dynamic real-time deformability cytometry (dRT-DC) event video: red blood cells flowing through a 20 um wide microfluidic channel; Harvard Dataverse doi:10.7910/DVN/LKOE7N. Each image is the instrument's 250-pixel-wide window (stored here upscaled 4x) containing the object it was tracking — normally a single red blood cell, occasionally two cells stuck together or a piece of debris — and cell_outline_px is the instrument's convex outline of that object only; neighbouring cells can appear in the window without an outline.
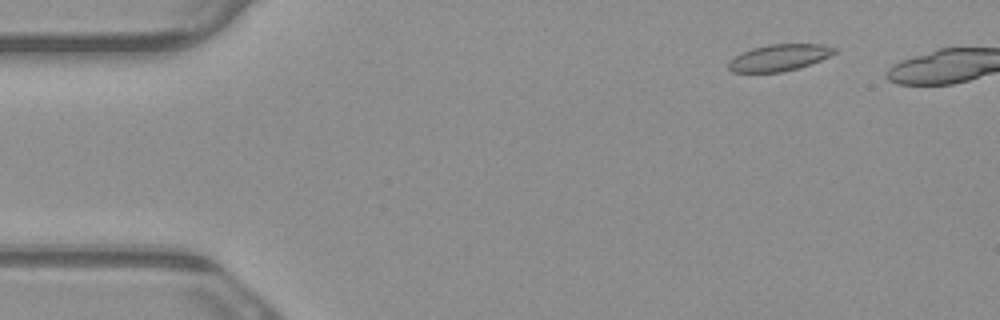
{"species": "common noctule bat (a hibernating species)", "species_latin": "Nyctalus noctula", "temperature_condition": "warm", "stored_images_in_passage": 8, "camera_frame_rate_fps": 3000, "um_per_image_px": 0.085, "animal": {"sex": "male", "body_mass_g": 23.1, "forearm_length_mm": 52.7}, "frame": {"image": 1, "passage_image": 2, "time_ms": 0.333, "image_size_px": [1000, 320], "cell_outline_px": [[836, 52], [820, 60], [784, 72], [732, 72], [728, 68], [728, 64], [736, 56], [752, 48], [768, 44], [824, 44], [836, 48]], "centroid_in_image_um": [66.24, 4.89], "position_along_channel_um": 18.8, "area_um2": 16.13}}
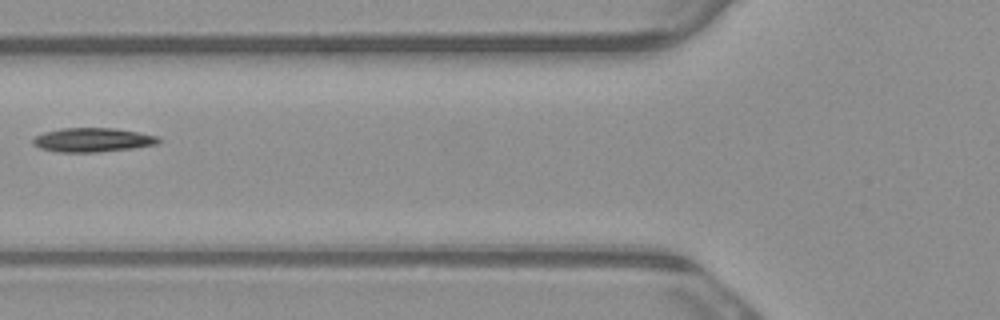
{"frame": {"image": 2, "passage_image": 7, "time_ms": 2.0, "image_size_px": [1000, 320], "cell_outline_px": [[160, 144], [132, 148], [96, 152], [60, 152], [40, 148], [32, 144], [32, 140], [36, 136], [44, 132], [60, 128], [116, 128], [160, 136]], "centroid_in_image_um": [7.9, 11.89], "position_along_channel_um": 117.9, "area_um2": 17.69}}
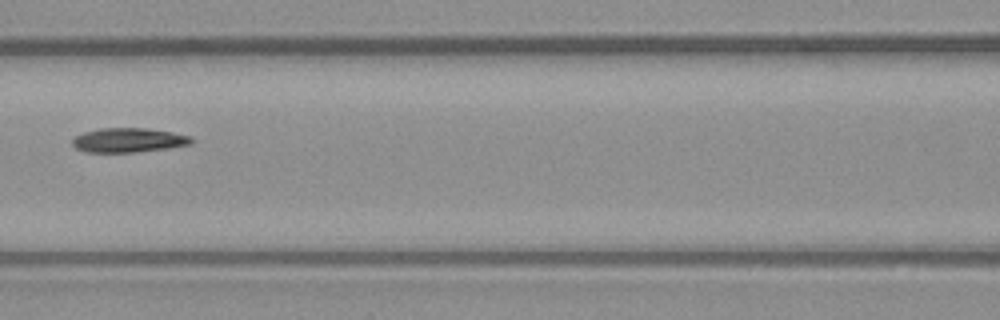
{"frame": {"image": 3, "passage_image": 8, "time_ms": 2.333, "image_size_px": [1000, 320], "cell_outline_px": [[196, 140], [192, 144], [168, 148], [136, 152], [88, 152], [76, 148], [72, 144], [72, 140], [76, 136], [84, 132], [100, 128], [148, 128], [172, 132], [192, 136]], "centroid_in_image_um": [10.98, 11.91], "position_along_channel_um": 155.6, "area_um2": 16.99}}